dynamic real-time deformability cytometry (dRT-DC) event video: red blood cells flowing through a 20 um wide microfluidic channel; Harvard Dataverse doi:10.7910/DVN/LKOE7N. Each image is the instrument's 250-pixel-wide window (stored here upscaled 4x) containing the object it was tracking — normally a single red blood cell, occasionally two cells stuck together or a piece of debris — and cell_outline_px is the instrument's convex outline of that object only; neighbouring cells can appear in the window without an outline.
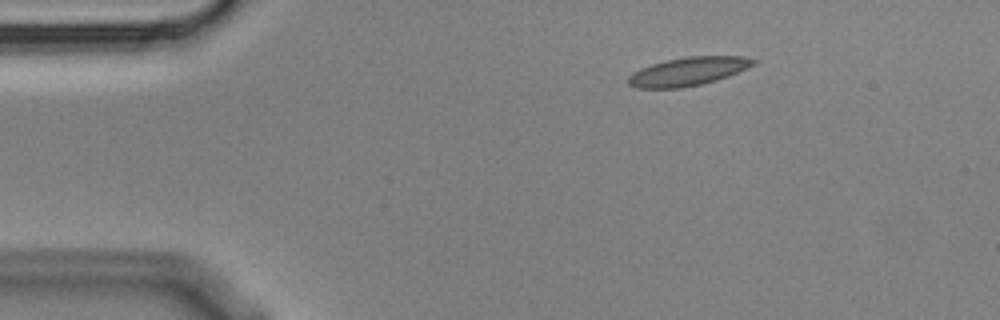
{"species": "Egyptian fruit bat (a non-hibernating species)", "species_latin": "Rousettus aegyptiacus", "temperature_condition": "cold", "stored_images_in_passage": 3, "camera_frame_rate_fps": 3000, "um_per_image_px": 0.085, "animal": {"sex": "male"}, "frame": {"image": 1, "passage_image": 1, "time_ms": 0.0, "image_size_px": [1000, 320], "cell_outline_px": [[756, 64], [748, 68], [728, 76], [716, 80], [700, 84], [680, 88], [636, 88], [628, 84], [628, 76], [632, 72], [640, 68], [652, 64], [668, 60], [688, 56], [744, 56], [756, 60]], "centroid_in_image_um": [58.49, 6.07], "position_along_channel_um": 26.5, "area_um2": 20.69}}